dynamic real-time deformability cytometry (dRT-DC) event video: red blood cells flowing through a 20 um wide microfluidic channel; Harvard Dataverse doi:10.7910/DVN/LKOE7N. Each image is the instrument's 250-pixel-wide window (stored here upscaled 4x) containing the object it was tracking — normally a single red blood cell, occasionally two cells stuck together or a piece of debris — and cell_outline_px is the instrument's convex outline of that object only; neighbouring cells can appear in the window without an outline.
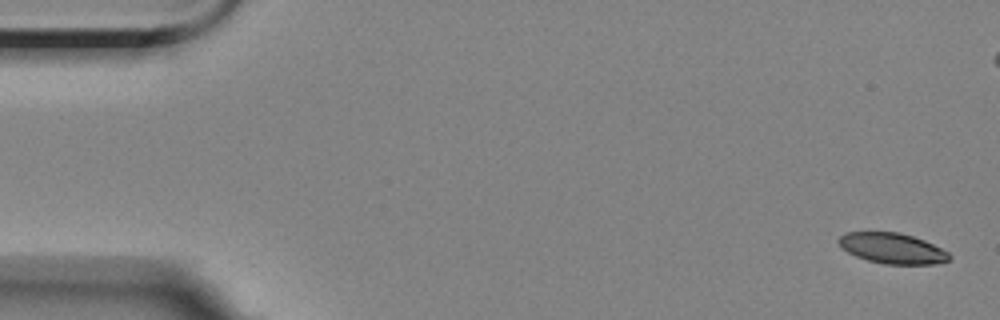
{"species": "Egyptian fruit bat (a non-hibernating species)", "species_latin": "Rousettus aegyptiacus", "temperature_condition": "room temperature", "stored_images_in_passage": 6, "camera_frame_rate_fps": 3000, "um_per_image_px": 0.085, "animal": {"sex": "female"}, "frame": {"image": 1, "passage_image": 1, "time_ms": 0.0, "image_size_px": [1000, 320], "cell_outline_px": [[952, 256], [948, 260], [936, 264], [884, 264], [868, 260], [856, 256], [848, 252], [836, 240], [844, 232], [900, 232], [924, 240], [948, 252]], "centroid_in_image_um": [75.84, 21.1], "position_along_channel_um": 9.2, "area_um2": 19.59}}